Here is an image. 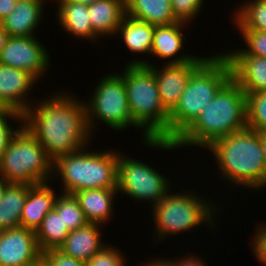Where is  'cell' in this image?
Returning <instances> with one entry per match:
<instances>
[{
  "label": "cell",
  "mask_w": 266,
  "mask_h": 266,
  "mask_svg": "<svg viewBox=\"0 0 266 266\" xmlns=\"http://www.w3.org/2000/svg\"><path fill=\"white\" fill-rule=\"evenodd\" d=\"M52 91L36 99L23 115L24 126L54 161L89 146L95 137L88 125L84 100L70 90Z\"/></svg>",
  "instance_id": "cell-1"
},
{
  "label": "cell",
  "mask_w": 266,
  "mask_h": 266,
  "mask_svg": "<svg viewBox=\"0 0 266 266\" xmlns=\"http://www.w3.org/2000/svg\"><path fill=\"white\" fill-rule=\"evenodd\" d=\"M128 107L132 120L142 130L143 146L151 150H177L173 141H168L169 112L164 108L153 70L145 65H124ZM162 149V150H161Z\"/></svg>",
  "instance_id": "cell-2"
},
{
  "label": "cell",
  "mask_w": 266,
  "mask_h": 266,
  "mask_svg": "<svg viewBox=\"0 0 266 266\" xmlns=\"http://www.w3.org/2000/svg\"><path fill=\"white\" fill-rule=\"evenodd\" d=\"M206 149L213 155L218 178L223 179L225 185H230V188H251L253 191L257 189L256 192L266 187V162L261 147V132L246 127L215 140Z\"/></svg>",
  "instance_id": "cell-3"
},
{
  "label": "cell",
  "mask_w": 266,
  "mask_h": 266,
  "mask_svg": "<svg viewBox=\"0 0 266 266\" xmlns=\"http://www.w3.org/2000/svg\"><path fill=\"white\" fill-rule=\"evenodd\" d=\"M247 127L246 94L231 77L213 101L196 120L174 141L176 148L195 147L203 150L215 140Z\"/></svg>",
  "instance_id": "cell-4"
},
{
  "label": "cell",
  "mask_w": 266,
  "mask_h": 266,
  "mask_svg": "<svg viewBox=\"0 0 266 266\" xmlns=\"http://www.w3.org/2000/svg\"><path fill=\"white\" fill-rule=\"evenodd\" d=\"M198 193L197 189L192 191L191 187L181 188L176 193L170 190L159 203L150 209L154 225L151 227L154 232L151 235L153 245H159L160 241L164 243L169 237L176 238L184 233L196 232L194 230L203 224V228L207 225L211 233L212 230L216 231L219 220L217 218L221 215L219 212L224 206L217 202V199L215 202L212 197Z\"/></svg>",
  "instance_id": "cell-5"
},
{
  "label": "cell",
  "mask_w": 266,
  "mask_h": 266,
  "mask_svg": "<svg viewBox=\"0 0 266 266\" xmlns=\"http://www.w3.org/2000/svg\"><path fill=\"white\" fill-rule=\"evenodd\" d=\"M117 149L95 150L89 146L53 161V183L60 181V191L74 195L85 189H117ZM57 178V179H56ZM55 179V180H54Z\"/></svg>",
  "instance_id": "cell-6"
},
{
  "label": "cell",
  "mask_w": 266,
  "mask_h": 266,
  "mask_svg": "<svg viewBox=\"0 0 266 266\" xmlns=\"http://www.w3.org/2000/svg\"><path fill=\"white\" fill-rule=\"evenodd\" d=\"M231 78L228 60L219 52L209 57L191 74L178 104L169 113L168 141H175L211 103Z\"/></svg>",
  "instance_id": "cell-7"
},
{
  "label": "cell",
  "mask_w": 266,
  "mask_h": 266,
  "mask_svg": "<svg viewBox=\"0 0 266 266\" xmlns=\"http://www.w3.org/2000/svg\"><path fill=\"white\" fill-rule=\"evenodd\" d=\"M53 160L23 126L0 158V176L8 183L39 184L52 180Z\"/></svg>",
  "instance_id": "cell-8"
},
{
  "label": "cell",
  "mask_w": 266,
  "mask_h": 266,
  "mask_svg": "<svg viewBox=\"0 0 266 266\" xmlns=\"http://www.w3.org/2000/svg\"><path fill=\"white\" fill-rule=\"evenodd\" d=\"M92 91L90 98L88 97L89 100L85 99L84 103L87 110L88 125L95 138L96 126L100 125V122L113 129L114 132L123 133L130 127L141 130L132 120L124 76L120 72L103 73Z\"/></svg>",
  "instance_id": "cell-9"
},
{
  "label": "cell",
  "mask_w": 266,
  "mask_h": 266,
  "mask_svg": "<svg viewBox=\"0 0 266 266\" xmlns=\"http://www.w3.org/2000/svg\"><path fill=\"white\" fill-rule=\"evenodd\" d=\"M127 155L117 149L118 194L119 196L124 194V197L127 196L128 199L139 204L141 202L149 204V209H152L175 187L172 181L164 173L156 170L157 168L152 164Z\"/></svg>",
  "instance_id": "cell-10"
},
{
  "label": "cell",
  "mask_w": 266,
  "mask_h": 266,
  "mask_svg": "<svg viewBox=\"0 0 266 266\" xmlns=\"http://www.w3.org/2000/svg\"><path fill=\"white\" fill-rule=\"evenodd\" d=\"M50 61L49 50L47 51L39 36H9L0 54L1 65L27 71L40 82L51 68Z\"/></svg>",
  "instance_id": "cell-11"
},
{
  "label": "cell",
  "mask_w": 266,
  "mask_h": 266,
  "mask_svg": "<svg viewBox=\"0 0 266 266\" xmlns=\"http://www.w3.org/2000/svg\"><path fill=\"white\" fill-rule=\"evenodd\" d=\"M208 57L207 55L204 57L199 55L190 62L183 64H162L159 65V67L153 62H147V66L150 67L155 74L161 102L169 113L178 104L191 74Z\"/></svg>",
  "instance_id": "cell-12"
},
{
  "label": "cell",
  "mask_w": 266,
  "mask_h": 266,
  "mask_svg": "<svg viewBox=\"0 0 266 266\" xmlns=\"http://www.w3.org/2000/svg\"><path fill=\"white\" fill-rule=\"evenodd\" d=\"M40 256L35 231L20 226L0 232V266H30Z\"/></svg>",
  "instance_id": "cell-13"
},
{
  "label": "cell",
  "mask_w": 266,
  "mask_h": 266,
  "mask_svg": "<svg viewBox=\"0 0 266 266\" xmlns=\"http://www.w3.org/2000/svg\"><path fill=\"white\" fill-rule=\"evenodd\" d=\"M191 24L179 21L170 25L155 26L151 55L165 61L163 64H183L193 61L197 56L193 53L184 54L186 41L184 30ZM184 49V51H183ZM182 52V53H181Z\"/></svg>",
  "instance_id": "cell-14"
},
{
  "label": "cell",
  "mask_w": 266,
  "mask_h": 266,
  "mask_svg": "<svg viewBox=\"0 0 266 266\" xmlns=\"http://www.w3.org/2000/svg\"><path fill=\"white\" fill-rule=\"evenodd\" d=\"M38 82L27 71L0 64V98L11 110L26 112L35 102L31 92Z\"/></svg>",
  "instance_id": "cell-15"
},
{
  "label": "cell",
  "mask_w": 266,
  "mask_h": 266,
  "mask_svg": "<svg viewBox=\"0 0 266 266\" xmlns=\"http://www.w3.org/2000/svg\"><path fill=\"white\" fill-rule=\"evenodd\" d=\"M228 51L221 54L228 60L231 77L241 89L245 93L266 92V58L243 55L237 48Z\"/></svg>",
  "instance_id": "cell-16"
},
{
  "label": "cell",
  "mask_w": 266,
  "mask_h": 266,
  "mask_svg": "<svg viewBox=\"0 0 266 266\" xmlns=\"http://www.w3.org/2000/svg\"><path fill=\"white\" fill-rule=\"evenodd\" d=\"M52 0H17L14 10L1 23L9 36H36L37 28L44 23L46 3Z\"/></svg>",
  "instance_id": "cell-17"
},
{
  "label": "cell",
  "mask_w": 266,
  "mask_h": 266,
  "mask_svg": "<svg viewBox=\"0 0 266 266\" xmlns=\"http://www.w3.org/2000/svg\"><path fill=\"white\" fill-rule=\"evenodd\" d=\"M154 31L155 26L150 23L133 19L127 15L124 17L118 27L115 38L119 37V40H122L121 42L126 46L129 53H132V56H139V59L134 57L132 60L126 61L124 65L147 66L145 56L151 55ZM142 56L144 58H140Z\"/></svg>",
  "instance_id": "cell-18"
},
{
  "label": "cell",
  "mask_w": 266,
  "mask_h": 266,
  "mask_svg": "<svg viewBox=\"0 0 266 266\" xmlns=\"http://www.w3.org/2000/svg\"><path fill=\"white\" fill-rule=\"evenodd\" d=\"M53 182L31 185L20 216V226L35 231L42 224L45 216L54 210L60 193L52 188ZM57 193V194H56Z\"/></svg>",
  "instance_id": "cell-19"
},
{
  "label": "cell",
  "mask_w": 266,
  "mask_h": 266,
  "mask_svg": "<svg viewBox=\"0 0 266 266\" xmlns=\"http://www.w3.org/2000/svg\"><path fill=\"white\" fill-rule=\"evenodd\" d=\"M56 19L66 34L94 44L102 40L93 30L88 16V5L77 2H56ZM99 40V41H98Z\"/></svg>",
  "instance_id": "cell-20"
},
{
  "label": "cell",
  "mask_w": 266,
  "mask_h": 266,
  "mask_svg": "<svg viewBox=\"0 0 266 266\" xmlns=\"http://www.w3.org/2000/svg\"><path fill=\"white\" fill-rule=\"evenodd\" d=\"M103 227V225L87 223L83 227L70 231L59 250L87 263L95 253L107 245L106 241H103V232L101 233Z\"/></svg>",
  "instance_id": "cell-21"
},
{
  "label": "cell",
  "mask_w": 266,
  "mask_h": 266,
  "mask_svg": "<svg viewBox=\"0 0 266 266\" xmlns=\"http://www.w3.org/2000/svg\"><path fill=\"white\" fill-rule=\"evenodd\" d=\"M117 189H85L74 194L88 223L105 226L114 217Z\"/></svg>",
  "instance_id": "cell-22"
},
{
  "label": "cell",
  "mask_w": 266,
  "mask_h": 266,
  "mask_svg": "<svg viewBox=\"0 0 266 266\" xmlns=\"http://www.w3.org/2000/svg\"><path fill=\"white\" fill-rule=\"evenodd\" d=\"M88 16L94 32L102 40L113 39L126 16L125 0H97L88 5Z\"/></svg>",
  "instance_id": "cell-23"
},
{
  "label": "cell",
  "mask_w": 266,
  "mask_h": 266,
  "mask_svg": "<svg viewBox=\"0 0 266 266\" xmlns=\"http://www.w3.org/2000/svg\"><path fill=\"white\" fill-rule=\"evenodd\" d=\"M125 6L127 16L154 26L179 22L172 11L171 0H125Z\"/></svg>",
  "instance_id": "cell-24"
},
{
  "label": "cell",
  "mask_w": 266,
  "mask_h": 266,
  "mask_svg": "<svg viewBox=\"0 0 266 266\" xmlns=\"http://www.w3.org/2000/svg\"><path fill=\"white\" fill-rule=\"evenodd\" d=\"M31 184L8 183L0 203V232L20 227V216Z\"/></svg>",
  "instance_id": "cell-25"
},
{
  "label": "cell",
  "mask_w": 266,
  "mask_h": 266,
  "mask_svg": "<svg viewBox=\"0 0 266 266\" xmlns=\"http://www.w3.org/2000/svg\"><path fill=\"white\" fill-rule=\"evenodd\" d=\"M233 8V28L266 32V0H246Z\"/></svg>",
  "instance_id": "cell-26"
},
{
  "label": "cell",
  "mask_w": 266,
  "mask_h": 266,
  "mask_svg": "<svg viewBox=\"0 0 266 266\" xmlns=\"http://www.w3.org/2000/svg\"><path fill=\"white\" fill-rule=\"evenodd\" d=\"M36 239L41 253L59 249L70 233L61 216L55 211H50L36 230Z\"/></svg>",
  "instance_id": "cell-27"
},
{
  "label": "cell",
  "mask_w": 266,
  "mask_h": 266,
  "mask_svg": "<svg viewBox=\"0 0 266 266\" xmlns=\"http://www.w3.org/2000/svg\"><path fill=\"white\" fill-rule=\"evenodd\" d=\"M54 210L61 216L62 221L70 231L83 227L88 223L78 199L72 194L60 193Z\"/></svg>",
  "instance_id": "cell-28"
},
{
  "label": "cell",
  "mask_w": 266,
  "mask_h": 266,
  "mask_svg": "<svg viewBox=\"0 0 266 266\" xmlns=\"http://www.w3.org/2000/svg\"><path fill=\"white\" fill-rule=\"evenodd\" d=\"M246 94L247 127L266 132V92Z\"/></svg>",
  "instance_id": "cell-29"
},
{
  "label": "cell",
  "mask_w": 266,
  "mask_h": 266,
  "mask_svg": "<svg viewBox=\"0 0 266 266\" xmlns=\"http://www.w3.org/2000/svg\"><path fill=\"white\" fill-rule=\"evenodd\" d=\"M12 121H15V127ZM11 123H13V126ZM23 126L24 115L18 111L12 110L8 115L0 117V158L7 150L12 138Z\"/></svg>",
  "instance_id": "cell-30"
},
{
  "label": "cell",
  "mask_w": 266,
  "mask_h": 266,
  "mask_svg": "<svg viewBox=\"0 0 266 266\" xmlns=\"http://www.w3.org/2000/svg\"><path fill=\"white\" fill-rule=\"evenodd\" d=\"M236 31H239L245 44V47L237 48L243 55L266 58V32L250 29H237Z\"/></svg>",
  "instance_id": "cell-31"
},
{
  "label": "cell",
  "mask_w": 266,
  "mask_h": 266,
  "mask_svg": "<svg viewBox=\"0 0 266 266\" xmlns=\"http://www.w3.org/2000/svg\"><path fill=\"white\" fill-rule=\"evenodd\" d=\"M127 257L117 246L108 243L91 257L86 266H126Z\"/></svg>",
  "instance_id": "cell-32"
},
{
  "label": "cell",
  "mask_w": 266,
  "mask_h": 266,
  "mask_svg": "<svg viewBox=\"0 0 266 266\" xmlns=\"http://www.w3.org/2000/svg\"><path fill=\"white\" fill-rule=\"evenodd\" d=\"M204 0H171L172 11L179 21L191 24L204 9Z\"/></svg>",
  "instance_id": "cell-33"
},
{
  "label": "cell",
  "mask_w": 266,
  "mask_h": 266,
  "mask_svg": "<svg viewBox=\"0 0 266 266\" xmlns=\"http://www.w3.org/2000/svg\"><path fill=\"white\" fill-rule=\"evenodd\" d=\"M262 224V225H261ZM257 229L252 235L251 241L249 243L250 249L253 251V255L255 259L262 264V266H266V224L265 222L257 224Z\"/></svg>",
  "instance_id": "cell-34"
},
{
  "label": "cell",
  "mask_w": 266,
  "mask_h": 266,
  "mask_svg": "<svg viewBox=\"0 0 266 266\" xmlns=\"http://www.w3.org/2000/svg\"><path fill=\"white\" fill-rule=\"evenodd\" d=\"M41 257L49 266H86V263L64 254L59 249L41 253Z\"/></svg>",
  "instance_id": "cell-35"
},
{
  "label": "cell",
  "mask_w": 266,
  "mask_h": 266,
  "mask_svg": "<svg viewBox=\"0 0 266 266\" xmlns=\"http://www.w3.org/2000/svg\"><path fill=\"white\" fill-rule=\"evenodd\" d=\"M182 255V256H181ZM180 256H171L172 258H168V256L165 258L172 266H208L206 264V259H203L204 257L198 256L197 253L191 254L189 251L187 252L186 256L185 254H181Z\"/></svg>",
  "instance_id": "cell-36"
},
{
  "label": "cell",
  "mask_w": 266,
  "mask_h": 266,
  "mask_svg": "<svg viewBox=\"0 0 266 266\" xmlns=\"http://www.w3.org/2000/svg\"><path fill=\"white\" fill-rule=\"evenodd\" d=\"M16 2L17 0H0V21L14 10Z\"/></svg>",
  "instance_id": "cell-37"
},
{
  "label": "cell",
  "mask_w": 266,
  "mask_h": 266,
  "mask_svg": "<svg viewBox=\"0 0 266 266\" xmlns=\"http://www.w3.org/2000/svg\"><path fill=\"white\" fill-rule=\"evenodd\" d=\"M152 258V259H151ZM146 260L147 262H142L138 266H172L165 258L162 256L161 258L158 256L153 259V257Z\"/></svg>",
  "instance_id": "cell-38"
},
{
  "label": "cell",
  "mask_w": 266,
  "mask_h": 266,
  "mask_svg": "<svg viewBox=\"0 0 266 266\" xmlns=\"http://www.w3.org/2000/svg\"><path fill=\"white\" fill-rule=\"evenodd\" d=\"M8 38H9V35H8L7 31L4 29V27L0 21V54L3 50V48L5 47Z\"/></svg>",
  "instance_id": "cell-39"
},
{
  "label": "cell",
  "mask_w": 266,
  "mask_h": 266,
  "mask_svg": "<svg viewBox=\"0 0 266 266\" xmlns=\"http://www.w3.org/2000/svg\"><path fill=\"white\" fill-rule=\"evenodd\" d=\"M12 110L6 105V103L0 98V117L8 115Z\"/></svg>",
  "instance_id": "cell-40"
},
{
  "label": "cell",
  "mask_w": 266,
  "mask_h": 266,
  "mask_svg": "<svg viewBox=\"0 0 266 266\" xmlns=\"http://www.w3.org/2000/svg\"><path fill=\"white\" fill-rule=\"evenodd\" d=\"M95 1L97 0H52V2H77L85 5L92 4Z\"/></svg>",
  "instance_id": "cell-41"
},
{
  "label": "cell",
  "mask_w": 266,
  "mask_h": 266,
  "mask_svg": "<svg viewBox=\"0 0 266 266\" xmlns=\"http://www.w3.org/2000/svg\"><path fill=\"white\" fill-rule=\"evenodd\" d=\"M261 147H262L263 156L266 162V132H261Z\"/></svg>",
  "instance_id": "cell-42"
},
{
  "label": "cell",
  "mask_w": 266,
  "mask_h": 266,
  "mask_svg": "<svg viewBox=\"0 0 266 266\" xmlns=\"http://www.w3.org/2000/svg\"><path fill=\"white\" fill-rule=\"evenodd\" d=\"M8 182L0 176V203L2 201V196H3V193L5 191V188L7 186Z\"/></svg>",
  "instance_id": "cell-43"
},
{
  "label": "cell",
  "mask_w": 266,
  "mask_h": 266,
  "mask_svg": "<svg viewBox=\"0 0 266 266\" xmlns=\"http://www.w3.org/2000/svg\"><path fill=\"white\" fill-rule=\"evenodd\" d=\"M30 266H49V264L40 256L35 262Z\"/></svg>",
  "instance_id": "cell-44"
}]
</instances>
